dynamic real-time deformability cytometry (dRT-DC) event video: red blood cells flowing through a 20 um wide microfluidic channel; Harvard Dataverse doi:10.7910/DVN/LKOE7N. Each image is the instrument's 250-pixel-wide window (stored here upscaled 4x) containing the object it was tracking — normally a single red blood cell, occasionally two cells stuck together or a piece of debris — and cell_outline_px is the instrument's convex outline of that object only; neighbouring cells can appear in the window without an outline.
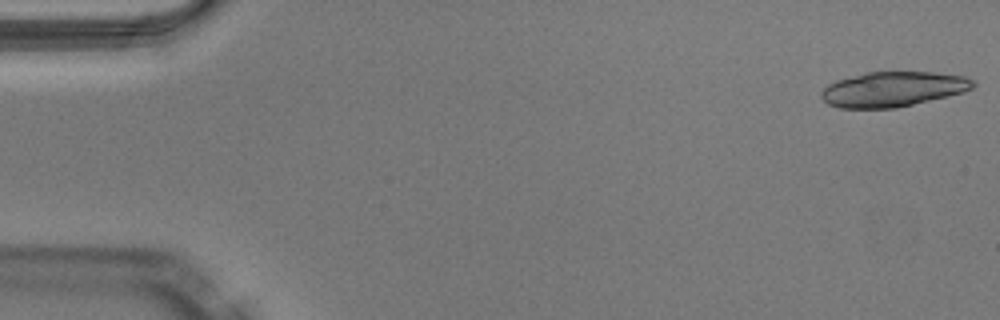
{"species": "Egyptian fruit bat (a non-hibernating species)", "species_latin": "Rousettus aegyptiacus", "temperature_condition": "warm", "stored_images_in_passage": 17, "camera_frame_rate_fps": 3000, "um_per_image_px": 0.085, "animal": {"sex": "male"}, "frame": {"image": 1, "passage_image": 1, "time_ms": 0.0, "image_size_px": [1000, 320], "cell_outline_px": [[976, 84], [972, 88], [964, 92], [896, 108], [840, 108], [828, 104], [820, 96], [820, 92], [828, 84], [836, 80], [868, 72], [932, 72], [964, 76], [976, 80]], "centroid_in_image_um": [75.91, 7.58], "position_along_channel_um": 9.1, "area_um2": 30.92}}